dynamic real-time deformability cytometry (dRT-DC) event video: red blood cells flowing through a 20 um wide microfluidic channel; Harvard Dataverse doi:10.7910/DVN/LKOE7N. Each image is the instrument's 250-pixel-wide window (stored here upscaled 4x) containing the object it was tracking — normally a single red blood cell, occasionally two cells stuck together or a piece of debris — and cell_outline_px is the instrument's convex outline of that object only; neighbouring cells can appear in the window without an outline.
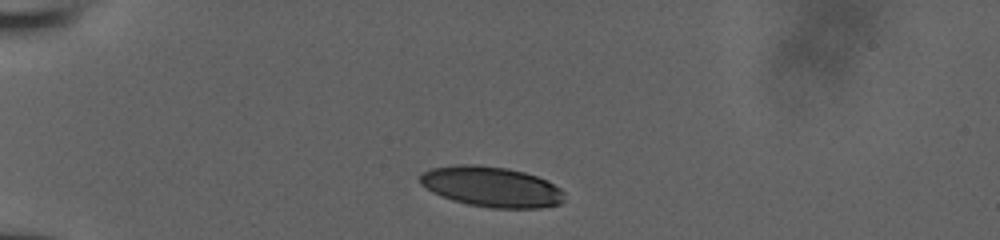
{"species": "human", "species_latin": "Homo sapiens", "temperature_condition": "room temperature", "stored_images_in_passage": 32, "camera_frame_rate_fps": 3000, "um_per_image_px": 0.085, "donor": {"sex": "male"}, "frame": {"image": 1, "passage_image": 1, "time_ms": 0.0, "image_size_px": [1000, 240], "cell_outline_px": [[564, 200], [560, 204], [540, 208], [492, 208], [468, 204], [452, 200], [432, 192], [420, 184], [420, 176], [424, 172], [432, 168], [460, 164], [476, 164], [508, 168], [524, 172], [536, 176], [560, 188], [564, 192]], "centroid_in_image_um": [41.77, 15.88], "position_along_channel_um": 43.2, "area_um2": 33.87}}
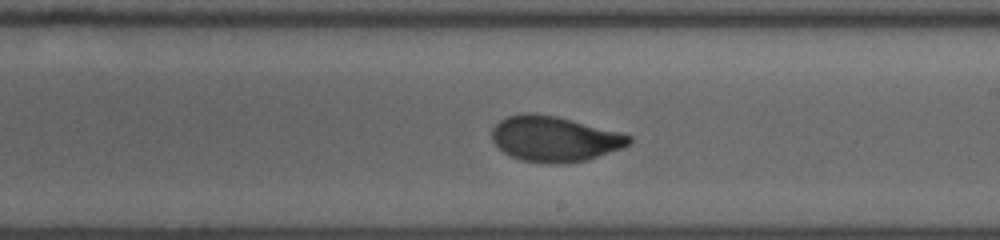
{"frame": {"image": 2, "passage_image": 19, "time_ms": 6.0, "image_size_px": [1000, 240], "cell_outline_px": [[632, 144], [624, 148], [584, 160], [560, 164], [548, 164], [520, 160], [504, 152], [492, 140], [492, 128], [500, 120], [508, 116], [524, 112], [536, 112], [556, 116], [624, 132], [632, 136]], "centroid_in_image_um": [47.17, 11.79], "position_along_channel_um": 241.8, "area_um2": 36.7}}
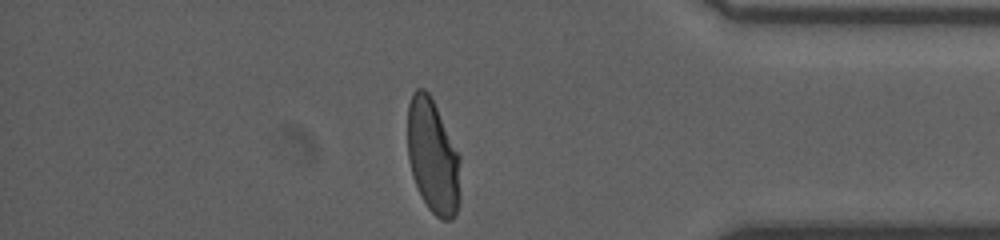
{"frame": {"image": 3, "passage_image": 32, "time_ms": 10.333, "image_size_px": [1000, 240], "cell_outline_px": [[460, 200], [456, 216], [452, 220], [440, 220], [428, 208], [420, 196], [412, 176], [408, 160], [408, 104], [412, 92], [416, 88], [424, 88], [428, 92], [460, 156]], "centroid_in_image_um": [36.8, 13.36], "position_along_channel_um": 398.4, "area_um2": 35.43}}